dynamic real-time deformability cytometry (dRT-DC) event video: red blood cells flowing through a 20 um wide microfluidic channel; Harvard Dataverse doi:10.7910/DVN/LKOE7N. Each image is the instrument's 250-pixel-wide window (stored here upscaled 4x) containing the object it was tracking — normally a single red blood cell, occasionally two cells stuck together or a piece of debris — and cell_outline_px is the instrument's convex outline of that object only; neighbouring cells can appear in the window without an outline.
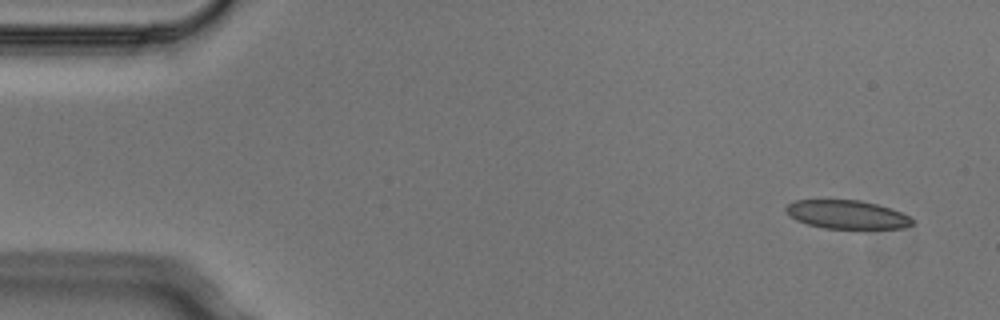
{"species": "Egyptian fruit bat (a non-hibernating species)", "species_latin": "Rousettus aegyptiacus", "temperature_condition": "cold", "stored_images_in_passage": 5, "segment_of_instrument_passage": [1, 2], "camera_frame_rate_fps": 3000, "um_per_image_px": 0.085, "animal": {"sex": "male"}, "frame": {"image": 1, "passage_image": 1, "time_ms": 0.0, "image_size_px": [1000, 320], "cell_outline_px": [[916, 224], [904, 228], [824, 228], [808, 224], [796, 220], [784, 208], [788, 204], [796, 200], [860, 200], [892, 208], [908, 216]], "centroid_in_image_um": [72.02, 18.23], "position_along_channel_um": 13.0, "area_um2": 20.81}}
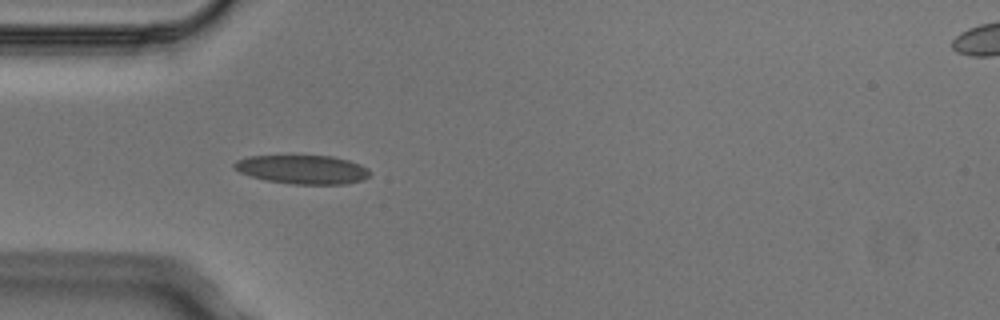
{"frame": {"image": 2, "passage_image": 4, "time_ms": 1.0, "image_size_px": [1000, 320], "cell_outline_px": [[372, 172], [364, 180], [348, 184], [292, 184], [264, 180], [240, 172], [232, 164], [236, 160], [248, 156], [332, 156], [348, 160], [360, 164], [368, 168]], "centroid_in_image_um": [25.76, 14.41], "position_along_channel_um": 59.2, "area_um2": 22.83}}